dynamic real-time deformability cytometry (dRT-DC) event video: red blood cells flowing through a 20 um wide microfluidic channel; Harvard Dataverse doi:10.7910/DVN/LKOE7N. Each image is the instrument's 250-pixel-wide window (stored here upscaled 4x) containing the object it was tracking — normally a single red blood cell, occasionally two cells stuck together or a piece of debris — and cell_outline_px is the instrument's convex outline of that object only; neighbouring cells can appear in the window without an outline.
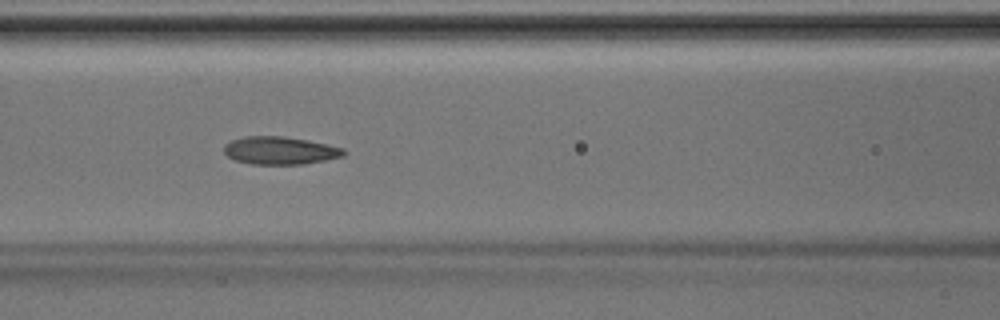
{"species": "Egyptian fruit bat (a non-hibernating species)", "species_latin": "Rousettus aegyptiacus", "temperature_condition": "room temperature", "stored_images_in_passage": 45, "camera_frame_rate_fps": 3000, "um_per_image_px": 0.085, "animal": {"sex": "male"}, "frame": {"image": 1, "passage_image": 20, "time_ms": 6.333, "image_size_px": [1000, 320], "cell_outline_px": [[348, 152], [344, 156], [304, 164], [252, 164], [236, 160], [228, 156], [224, 152], [224, 144], [232, 140], [244, 136], [284, 136], [308, 140], [328, 144], [344, 148]], "centroid_in_image_um": [23.83, 12.78], "position_along_channel_um": 142.8, "area_um2": 19.48}}